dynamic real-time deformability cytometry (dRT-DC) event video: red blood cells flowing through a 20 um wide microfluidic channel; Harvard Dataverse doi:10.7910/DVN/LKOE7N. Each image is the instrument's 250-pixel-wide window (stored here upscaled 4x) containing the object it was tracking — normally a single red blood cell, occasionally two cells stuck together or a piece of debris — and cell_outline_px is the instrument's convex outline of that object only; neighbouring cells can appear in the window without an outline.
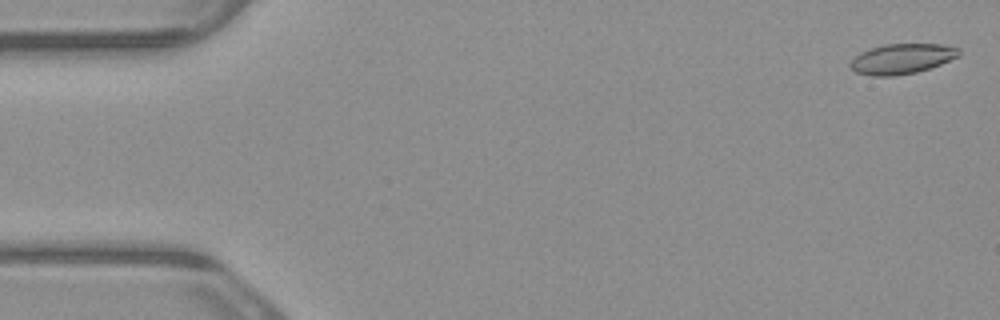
{"species": "common noctule bat (a hibernating species)", "species_latin": "Nyctalus noctula", "temperature_condition": "warm", "stored_images_in_passage": 5, "camera_frame_rate_fps": 3000, "um_per_image_px": 0.085, "animal": {"sex": "male", "body_mass_g": 23.1, "forearm_length_mm": 52.7}, "frame": {"image": 1, "passage_image": 1, "time_ms": 0.0, "image_size_px": [1000, 320], "cell_outline_px": [[960, 56], [940, 64], [916, 72], [892, 76], [872, 76], [856, 72], [848, 64], [860, 52], [868, 48], [884, 44], [944, 44], [960, 48]], "centroid_in_image_um": [76.66, 4.98], "position_along_channel_um": 8.3, "area_um2": 19.13}}